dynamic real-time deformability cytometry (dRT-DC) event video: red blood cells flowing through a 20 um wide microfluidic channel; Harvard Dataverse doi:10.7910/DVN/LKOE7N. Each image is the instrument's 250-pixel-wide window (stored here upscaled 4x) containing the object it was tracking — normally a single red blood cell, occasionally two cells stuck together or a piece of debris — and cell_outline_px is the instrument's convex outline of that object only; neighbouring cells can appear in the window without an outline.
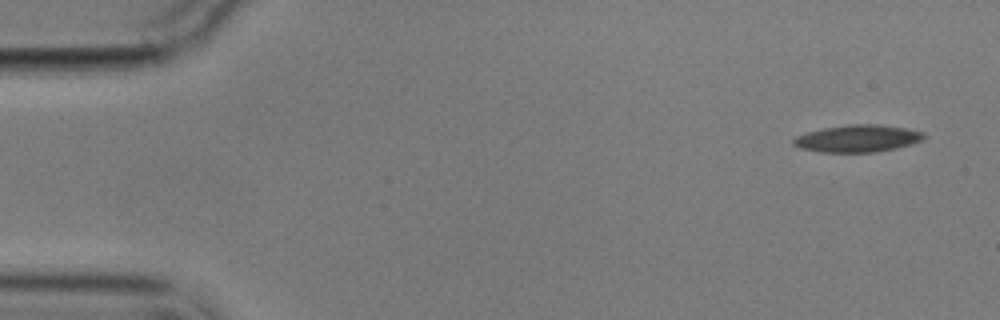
{"species": "common noctule bat (a hibernating species)", "species_latin": "Nyctalus noctula", "temperature_condition": "cold", "stored_images_in_passage": 6, "segment_of_instrument_passage": [1, 2], "camera_frame_rate_fps": 3000, "um_per_image_px": 0.085, "animal": {"sex": "male", "body_mass_g": 17.9}, "frame": {"image": 1, "passage_image": 1, "time_ms": 0.0, "image_size_px": [1000, 320], "cell_outline_px": [[928, 136], [912, 144], [896, 148], [876, 152], [820, 152], [800, 148], [792, 144], [792, 140], [796, 136], [808, 132], [824, 128], [848, 124], [876, 124], [904, 128], [924, 132]], "centroid_in_image_um": [72.9, 11.77], "position_along_channel_um": 12.1, "area_um2": 20.63}}
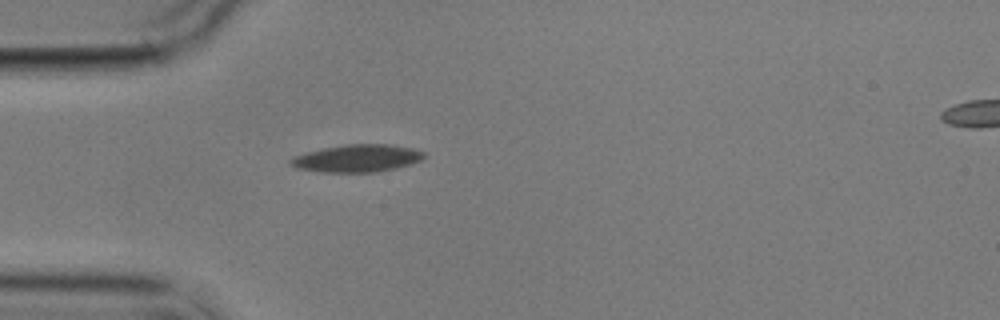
{"frame": {"image": 2, "passage_image": 5, "time_ms": 4.333, "image_size_px": [1000, 320], "cell_outline_px": [[424, 160], [412, 164], [396, 168], [376, 172], [320, 172], [296, 168], [288, 160], [296, 156], [308, 152], [324, 148], [344, 144], [388, 144], [412, 148], [424, 152]], "centroid_in_image_um": [30.4, 13.46], "position_along_channel_um": 54.6, "area_um2": 21.33}}